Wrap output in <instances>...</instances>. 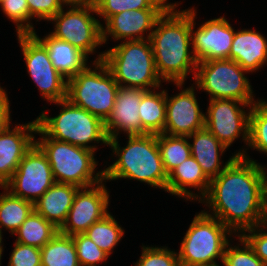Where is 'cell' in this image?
<instances>
[{
	"instance_id": "484cf974",
	"label": "cell",
	"mask_w": 267,
	"mask_h": 266,
	"mask_svg": "<svg viewBox=\"0 0 267 266\" xmlns=\"http://www.w3.org/2000/svg\"><path fill=\"white\" fill-rule=\"evenodd\" d=\"M41 266H80L72 236L58 231L41 248Z\"/></svg>"
},
{
	"instance_id": "ffe728a7",
	"label": "cell",
	"mask_w": 267,
	"mask_h": 266,
	"mask_svg": "<svg viewBox=\"0 0 267 266\" xmlns=\"http://www.w3.org/2000/svg\"><path fill=\"white\" fill-rule=\"evenodd\" d=\"M229 59L235 61L244 70L256 72L267 62V40L258 31H236L229 52Z\"/></svg>"
},
{
	"instance_id": "f6af8a7d",
	"label": "cell",
	"mask_w": 267,
	"mask_h": 266,
	"mask_svg": "<svg viewBox=\"0 0 267 266\" xmlns=\"http://www.w3.org/2000/svg\"><path fill=\"white\" fill-rule=\"evenodd\" d=\"M0 246H2V233L0 232Z\"/></svg>"
},
{
	"instance_id": "4fadbf2b",
	"label": "cell",
	"mask_w": 267,
	"mask_h": 266,
	"mask_svg": "<svg viewBox=\"0 0 267 266\" xmlns=\"http://www.w3.org/2000/svg\"><path fill=\"white\" fill-rule=\"evenodd\" d=\"M209 102L207 115L205 114V128L227 148L240 136L247 145L250 110L247 113L244 108L253 104L230 99H211Z\"/></svg>"
},
{
	"instance_id": "ee69618b",
	"label": "cell",
	"mask_w": 267,
	"mask_h": 266,
	"mask_svg": "<svg viewBox=\"0 0 267 266\" xmlns=\"http://www.w3.org/2000/svg\"><path fill=\"white\" fill-rule=\"evenodd\" d=\"M2 252H3V246H0V265H1Z\"/></svg>"
},
{
	"instance_id": "cb8c5ba5",
	"label": "cell",
	"mask_w": 267,
	"mask_h": 266,
	"mask_svg": "<svg viewBox=\"0 0 267 266\" xmlns=\"http://www.w3.org/2000/svg\"><path fill=\"white\" fill-rule=\"evenodd\" d=\"M33 35L46 47L49 59L54 68L68 81L87 67V57L79 49L66 41L59 40L48 34L40 38Z\"/></svg>"
},
{
	"instance_id": "83f0119b",
	"label": "cell",
	"mask_w": 267,
	"mask_h": 266,
	"mask_svg": "<svg viewBox=\"0 0 267 266\" xmlns=\"http://www.w3.org/2000/svg\"><path fill=\"white\" fill-rule=\"evenodd\" d=\"M0 194V232L6 228L13 235L34 210L33 203L12 195L7 189Z\"/></svg>"
},
{
	"instance_id": "52a82bcc",
	"label": "cell",
	"mask_w": 267,
	"mask_h": 266,
	"mask_svg": "<svg viewBox=\"0 0 267 266\" xmlns=\"http://www.w3.org/2000/svg\"><path fill=\"white\" fill-rule=\"evenodd\" d=\"M231 232L220 220L201 211L195 215L178 252L180 266H216L223 261ZM228 235V236H227Z\"/></svg>"
},
{
	"instance_id": "ba28073f",
	"label": "cell",
	"mask_w": 267,
	"mask_h": 266,
	"mask_svg": "<svg viewBox=\"0 0 267 266\" xmlns=\"http://www.w3.org/2000/svg\"><path fill=\"white\" fill-rule=\"evenodd\" d=\"M93 65L95 69L87 66L67 81V99L105 122L120 86L102 61H94Z\"/></svg>"
},
{
	"instance_id": "4dcf8cb0",
	"label": "cell",
	"mask_w": 267,
	"mask_h": 266,
	"mask_svg": "<svg viewBox=\"0 0 267 266\" xmlns=\"http://www.w3.org/2000/svg\"><path fill=\"white\" fill-rule=\"evenodd\" d=\"M250 108L248 146L267 154V102L257 100Z\"/></svg>"
},
{
	"instance_id": "d590c367",
	"label": "cell",
	"mask_w": 267,
	"mask_h": 266,
	"mask_svg": "<svg viewBox=\"0 0 267 266\" xmlns=\"http://www.w3.org/2000/svg\"><path fill=\"white\" fill-rule=\"evenodd\" d=\"M135 266H180L178 253L168 247H142V255Z\"/></svg>"
},
{
	"instance_id": "4316f807",
	"label": "cell",
	"mask_w": 267,
	"mask_h": 266,
	"mask_svg": "<svg viewBox=\"0 0 267 266\" xmlns=\"http://www.w3.org/2000/svg\"><path fill=\"white\" fill-rule=\"evenodd\" d=\"M58 231L51 222L33 210L14 233L18 235L15 242L41 249Z\"/></svg>"
},
{
	"instance_id": "8992f818",
	"label": "cell",
	"mask_w": 267,
	"mask_h": 266,
	"mask_svg": "<svg viewBox=\"0 0 267 266\" xmlns=\"http://www.w3.org/2000/svg\"><path fill=\"white\" fill-rule=\"evenodd\" d=\"M62 106L55 117H48L44 111L36 118L37 127L47 136L72 145L96 150L94 141L108 146V136L104 122L83 108L73 105L68 99L55 102Z\"/></svg>"
},
{
	"instance_id": "d6986e66",
	"label": "cell",
	"mask_w": 267,
	"mask_h": 266,
	"mask_svg": "<svg viewBox=\"0 0 267 266\" xmlns=\"http://www.w3.org/2000/svg\"><path fill=\"white\" fill-rule=\"evenodd\" d=\"M145 92L141 88L119 87L111 114L104 122L108 139L117 137L120 130L128 136L141 135L139 105Z\"/></svg>"
},
{
	"instance_id": "7402d4cb",
	"label": "cell",
	"mask_w": 267,
	"mask_h": 266,
	"mask_svg": "<svg viewBox=\"0 0 267 266\" xmlns=\"http://www.w3.org/2000/svg\"><path fill=\"white\" fill-rule=\"evenodd\" d=\"M80 188L73 184L54 183L36 202L34 211L56 228L65 223L75 195Z\"/></svg>"
},
{
	"instance_id": "6da1fadb",
	"label": "cell",
	"mask_w": 267,
	"mask_h": 266,
	"mask_svg": "<svg viewBox=\"0 0 267 266\" xmlns=\"http://www.w3.org/2000/svg\"><path fill=\"white\" fill-rule=\"evenodd\" d=\"M216 177L200 202L213 210L207 215L220 220L231 232H244L260 225L264 191L256 160H251L245 149Z\"/></svg>"
},
{
	"instance_id": "ac0fdd59",
	"label": "cell",
	"mask_w": 267,
	"mask_h": 266,
	"mask_svg": "<svg viewBox=\"0 0 267 266\" xmlns=\"http://www.w3.org/2000/svg\"><path fill=\"white\" fill-rule=\"evenodd\" d=\"M166 10L167 9L125 10L110 16L105 21L106 27L102 26V43H106L109 35L115 40H145L144 32L149 30L152 32L157 20Z\"/></svg>"
},
{
	"instance_id": "f35d334b",
	"label": "cell",
	"mask_w": 267,
	"mask_h": 266,
	"mask_svg": "<svg viewBox=\"0 0 267 266\" xmlns=\"http://www.w3.org/2000/svg\"><path fill=\"white\" fill-rule=\"evenodd\" d=\"M264 229L259 225L245 230L240 236L247 241L256 256L267 266V232ZM247 231L248 234H246Z\"/></svg>"
},
{
	"instance_id": "74e56055",
	"label": "cell",
	"mask_w": 267,
	"mask_h": 266,
	"mask_svg": "<svg viewBox=\"0 0 267 266\" xmlns=\"http://www.w3.org/2000/svg\"><path fill=\"white\" fill-rule=\"evenodd\" d=\"M30 19L50 21L64 6L62 0H26Z\"/></svg>"
},
{
	"instance_id": "f1b7e54d",
	"label": "cell",
	"mask_w": 267,
	"mask_h": 266,
	"mask_svg": "<svg viewBox=\"0 0 267 266\" xmlns=\"http://www.w3.org/2000/svg\"><path fill=\"white\" fill-rule=\"evenodd\" d=\"M187 139L186 136L157 134V144L167 175L191 156V146Z\"/></svg>"
},
{
	"instance_id": "8fae6325",
	"label": "cell",
	"mask_w": 267,
	"mask_h": 266,
	"mask_svg": "<svg viewBox=\"0 0 267 266\" xmlns=\"http://www.w3.org/2000/svg\"><path fill=\"white\" fill-rule=\"evenodd\" d=\"M29 75L47 101L67 99V81L54 68L46 47L33 34H17Z\"/></svg>"
},
{
	"instance_id": "7bdbcfd3",
	"label": "cell",
	"mask_w": 267,
	"mask_h": 266,
	"mask_svg": "<svg viewBox=\"0 0 267 266\" xmlns=\"http://www.w3.org/2000/svg\"><path fill=\"white\" fill-rule=\"evenodd\" d=\"M260 226L264 228H266L267 226V193H264V197H263L262 216H261Z\"/></svg>"
},
{
	"instance_id": "9a60e30c",
	"label": "cell",
	"mask_w": 267,
	"mask_h": 266,
	"mask_svg": "<svg viewBox=\"0 0 267 266\" xmlns=\"http://www.w3.org/2000/svg\"><path fill=\"white\" fill-rule=\"evenodd\" d=\"M108 205L109 192L103 181L97 186L80 188L59 232L69 236L84 234L93 223L100 221L110 213L107 210Z\"/></svg>"
},
{
	"instance_id": "44dd1931",
	"label": "cell",
	"mask_w": 267,
	"mask_h": 266,
	"mask_svg": "<svg viewBox=\"0 0 267 266\" xmlns=\"http://www.w3.org/2000/svg\"><path fill=\"white\" fill-rule=\"evenodd\" d=\"M210 179L205 175L199 163L191 155L187 160L175 167L168 174L166 191L172 195L186 198L187 200H200L205 196L209 189ZM186 187L196 188L201 193L199 196L191 192Z\"/></svg>"
},
{
	"instance_id": "5bb4252c",
	"label": "cell",
	"mask_w": 267,
	"mask_h": 266,
	"mask_svg": "<svg viewBox=\"0 0 267 266\" xmlns=\"http://www.w3.org/2000/svg\"><path fill=\"white\" fill-rule=\"evenodd\" d=\"M190 9V32L194 57L198 63L229 59L235 30L224 17L206 21L194 30L196 11Z\"/></svg>"
},
{
	"instance_id": "5b68a950",
	"label": "cell",
	"mask_w": 267,
	"mask_h": 266,
	"mask_svg": "<svg viewBox=\"0 0 267 266\" xmlns=\"http://www.w3.org/2000/svg\"><path fill=\"white\" fill-rule=\"evenodd\" d=\"M37 133L42 137L35 144L46 155L56 183L86 188L104 181L103 170L94 174L98 165L94 151L47 137L38 127Z\"/></svg>"
},
{
	"instance_id": "e575fe53",
	"label": "cell",
	"mask_w": 267,
	"mask_h": 266,
	"mask_svg": "<svg viewBox=\"0 0 267 266\" xmlns=\"http://www.w3.org/2000/svg\"><path fill=\"white\" fill-rule=\"evenodd\" d=\"M76 246L77 259L80 266H96L109 257L86 234L72 236Z\"/></svg>"
},
{
	"instance_id": "7c38bea8",
	"label": "cell",
	"mask_w": 267,
	"mask_h": 266,
	"mask_svg": "<svg viewBox=\"0 0 267 266\" xmlns=\"http://www.w3.org/2000/svg\"><path fill=\"white\" fill-rule=\"evenodd\" d=\"M55 183L46 155L34 143L3 185L12 195L36 202Z\"/></svg>"
},
{
	"instance_id": "f546056e",
	"label": "cell",
	"mask_w": 267,
	"mask_h": 266,
	"mask_svg": "<svg viewBox=\"0 0 267 266\" xmlns=\"http://www.w3.org/2000/svg\"><path fill=\"white\" fill-rule=\"evenodd\" d=\"M123 230L109 213L100 221L93 223L84 234L110 256L111 251L124 235Z\"/></svg>"
},
{
	"instance_id": "60d3db41",
	"label": "cell",
	"mask_w": 267,
	"mask_h": 266,
	"mask_svg": "<svg viewBox=\"0 0 267 266\" xmlns=\"http://www.w3.org/2000/svg\"><path fill=\"white\" fill-rule=\"evenodd\" d=\"M62 2L66 6H95L97 0H62Z\"/></svg>"
},
{
	"instance_id": "277c9868",
	"label": "cell",
	"mask_w": 267,
	"mask_h": 266,
	"mask_svg": "<svg viewBox=\"0 0 267 266\" xmlns=\"http://www.w3.org/2000/svg\"><path fill=\"white\" fill-rule=\"evenodd\" d=\"M99 61L108 67L120 87L149 91L161 85L149 39L123 41L99 54L95 62Z\"/></svg>"
},
{
	"instance_id": "603a6c76",
	"label": "cell",
	"mask_w": 267,
	"mask_h": 266,
	"mask_svg": "<svg viewBox=\"0 0 267 266\" xmlns=\"http://www.w3.org/2000/svg\"><path fill=\"white\" fill-rule=\"evenodd\" d=\"M193 139L191 146V155L199 163L202 171L211 180L218 176L226 166L236 157L234 154L225 162L223 168L220 161V154L226 151L227 147L222 144L210 131L206 128L195 131L188 136V140ZM220 152V153H219Z\"/></svg>"
},
{
	"instance_id": "3957f363",
	"label": "cell",
	"mask_w": 267,
	"mask_h": 266,
	"mask_svg": "<svg viewBox=\"0 0 267 266\" xmlns=\"http://www.w3.org/2000/svg\"><path fill=\"white\" fill-rule=\"evenodd\" d=\"M127 137L128 143L124 148L119 146L118 137L108 139V145L118 159L103 170L104 182L119 178L135 179L166 191L168 175L163 168L157 134Z\"/></svg>"
},
{
	"instance_id": "b9f144b4",
	"label": "cell",
	"mask_w": 267,
	"mask_h": 266,
	"mask_svg": "<svg viewBox=\"0 0 267 266\" xmlns=\"http://www.w3.org/2000/svg\"><path fill=\"white\" fill-rule=\"evenodd\" d=\"M259 175H260V181H261V186L264 191V193H267V171L266 167L264 165H259V163L256 162Z\"/></svg>"
},
{
	"instance_id": "9c48e42d",
	"label": "cell",
	"mask_w": 267,
	"mask_h": 266,
	"mask_svg": "<svg viewBox=\"0 0 267 266\" xmlns=\"http://www.w3.org/2000/svg\"><path fill=\"white\" fill-rule=\"evenodd\" d=\"M244 70L230 59L209 60L197 63L195 84L206 91L211 99L238 100L255 104L252 86Z\"/></svg>"
},
{
	"instance_id": "e0dca14e",
	"label": "cell",
	"mask_w": 267,
	"mask_h": 266,
	"mask_svg": "<svg viewBox=\"0 0 267 266\" xmlns=\"http://www.w3.org/2000/svg\"><path fill=\"white\" fill-rule=\"evenodd\" d=\"M10 124L0 132V187L14 174L24 154L35 143L37 121L16 125L12 130Z\"/></svg>"
},
{
	"instance_id": "7a4b0ae2",
	"label": "cell",
	"mask_w": 267,
	"mask_h": 266,
	"mask_svg": "<svg viewBox=\"0 0 267 266\" xmlns=\"http://www.w3.org/2000/svg\"><path fill=\"white\" fill-rule=\"evenodd\" d=\"M177 5L172 3L146 39L151 42L160 79L174 82L181 90L188 72H194L195 77L198 62L190 51V9L179 11Z\"/></svg>"
},
{
	"instance_id": "8d00e7d4",
	"label": "cell",
	"mask_w": 267,
	"mask_h": 266,
	"mask_svg": "<svg viewBox=\"0 0 267 266\" xmlns=\"http://www.w3.org/2000/svg\"><path fill=\"white\" fill-rule=\"evenodd\" d=\"M8 266H41V249L15 242Z\"/></svg>"
},
{
	"instance_id": "d4e9b609",
	"label": "cell",
	"mask_w": 267,
	"mask_h": 266,
	"mask_svg": "<svg viewBox=\"0 0 267 266\" xmlns=\"http://www.w3.org/2000/svg\"><path fill=\"white\" fill-rule=\"evenodd\" d=\"M139 117L141 135L163 133L166 121V91H146L139 105Z\"/></svg>"
},
{
	"instance_id": "2e32d148",
	"label": "cell",
	"mask_w": 267,
	"mask_h": 266,
	"mask_svg": "<svg viewBox=\"0 0 267 266\" xmlns=\"http://www.w3.org/2000/svg\"><path fill=\"white\" fill-rule=\"evenodd\" d=\"M193 86L169 97L166 91V121L164 134L190 136L205 128V113L200 110Z\"/></svg>"
},
{
	"instance_id": "ab89813d",
	"label": "cell",
	"mask_w": 267,
	"mask_h": 266,
	"mask_svg": "<svg viewBox=\"0 0 267 266\" xmlns=\"http://www.w3.org/2000/svg\"><path fill=\"white\" fill-rule=\"evenodd\" d=\"M10 105L5 89L0 86V132L10 124Z\"/></svg>"
},
{
	"instance_id": "30bf717a",
	"label": "cell",
	"mask_w": 267,
	"mask_h": 266,
	"mask_svg": "<svg viewBox=\"0 0 267 266\" xmlns=\"http://www.w3.org/2000/svg\"><path fill=\"white\" fill-rule=\"evenodd\" d=\"M64 12L62 8L50 21H54L55 28L50 34L55 38L66 41L79 49L86 56L93 54L102 43V26L93 17L97 15L95 6H70Z\"/></svg>"
},
{
	"instance_id": "836d02e7",
	"label": "cell",
	"mask_w": 267,
	"mask_h": 266,
	"mask_svg": "<svg viewBox=\"0 0 267 266\" xmlns=\"http://www.w3.org/2000/svg\"><path fill=\"white\" fill-rule=\"evenodd\" d=\"M240 246L232 247L228 242L225 251L222 264L224 266H266L255 254L252 247L247 241L238 235ZM231 246V247H230Z\"/></svg>"
},
{
	"instance_id": "d6a6232c",
	"label": "cell",
	"mask_w": 267,
	"mask_h": 266,
	"mask_svg": "<svg viewBox=\"0 0 267 266\" xmlns=\"http://www.w3.org/2000/svg\"><path fill=\"white\" fill-rule=\"evenodd\" d=\"M3 13L17 25V34H33L36 31L30 23V12L26 0H2Z\"/></svg>"
},
{
	"instance_id": "1f68e13d",
	"label": "cell",
	"mask_w": 267,
	"mask_h": 266,
	"mask_svg": "<svg viewBox=\"0 0 267 266\" xmlns=\"http://www.w3.org/2000/svg\"><path fill=\"white\" fill-rule=\"evenodd\" d=\"M172 4L167 0H97L96 11L105 21L125 10L168 9Z\"/></svg>"
}]
</instances>
